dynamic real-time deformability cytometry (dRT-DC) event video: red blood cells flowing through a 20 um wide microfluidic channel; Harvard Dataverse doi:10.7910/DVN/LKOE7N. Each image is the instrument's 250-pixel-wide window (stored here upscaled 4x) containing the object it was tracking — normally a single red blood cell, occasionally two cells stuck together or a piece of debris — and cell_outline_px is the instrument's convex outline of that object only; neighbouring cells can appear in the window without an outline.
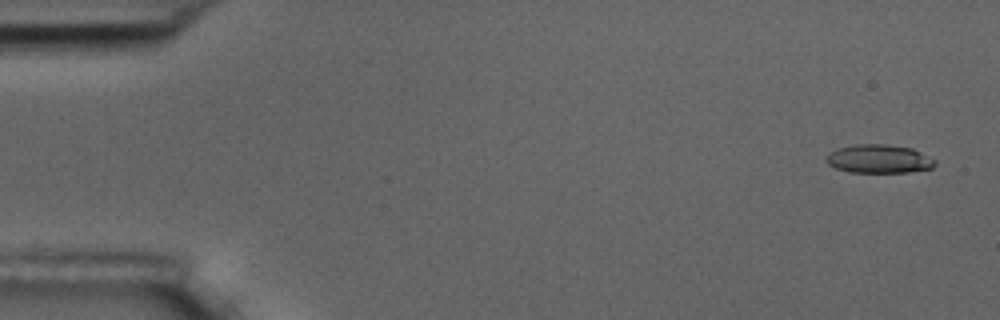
{"species": "common noctule bat (a hibernating species)", "species_latin": "Nyctalus noctula", "temperature_condition": "room temperature", "stored_images_in_passage": 5, "camera_frame_rate_fps": 3000, "um_per_image_px": 0.085, "animal": {"sex": "male", "body_mass_g": 17.5, "forearm_length_mm": 52.3}, "frame": {"image": 1, "passage_image": 1, "time_ms": 0.0, "image_size_px": [1000, 320], "cell_outline_px": [[936, 164], [932, 168], [908, 172], [848, 172], [836, 168], [828, 164], [824, 160], [824, 156], [836, 148], [856, 144], [888, 144], [912, 148], [936, 160]], "centroid_in_image_um": [74.67, 13.5], "position_along_channel_um": 10.3, "area_um2": 18.26}}